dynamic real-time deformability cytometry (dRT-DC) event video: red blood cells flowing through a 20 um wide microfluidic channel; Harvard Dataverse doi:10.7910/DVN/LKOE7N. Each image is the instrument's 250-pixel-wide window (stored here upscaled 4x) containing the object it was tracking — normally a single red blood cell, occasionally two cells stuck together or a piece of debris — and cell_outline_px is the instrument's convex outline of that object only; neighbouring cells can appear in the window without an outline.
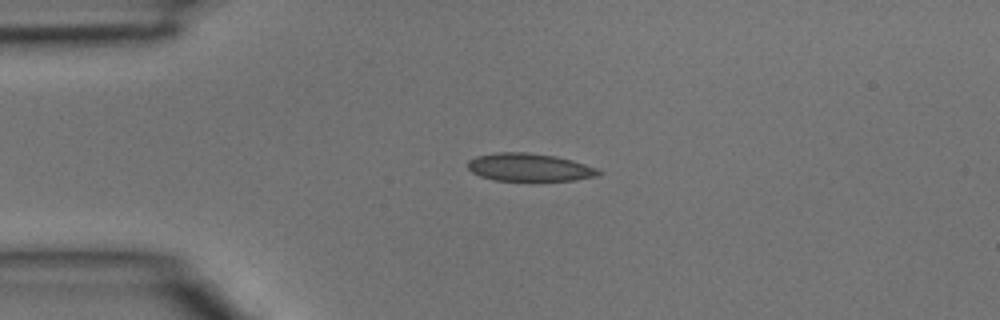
{"species": "common noctule bat (a hibernating species)", "species_latin": "Nyctalus noctula", "temperature_condition": "room temperature", "stored_images_in_passage": 2, "camera_frame_rate_fps": 3000, "um_per_image_px": 0.085, "animal": {"sex": "male", "body_mass_g": 15.6}, "frame": {"image": 1, "passage_image": 1, "time_ms": 0.0, "image_size_px": [1000, 320], "cell_outline_px": [[600, 172], [596, 176], [572, 180], [532, 184], [492, 180], [480, 176], [472, 172], [468, 168], [468, 160], [476, 156], [500, 152], [528, 152], [556, 156], [572, 160], [596, 168]], "centroid_in_image_um": [44.96, 14.27], "position_along_channel_um": 40.0, "area_um2": 22.14}}